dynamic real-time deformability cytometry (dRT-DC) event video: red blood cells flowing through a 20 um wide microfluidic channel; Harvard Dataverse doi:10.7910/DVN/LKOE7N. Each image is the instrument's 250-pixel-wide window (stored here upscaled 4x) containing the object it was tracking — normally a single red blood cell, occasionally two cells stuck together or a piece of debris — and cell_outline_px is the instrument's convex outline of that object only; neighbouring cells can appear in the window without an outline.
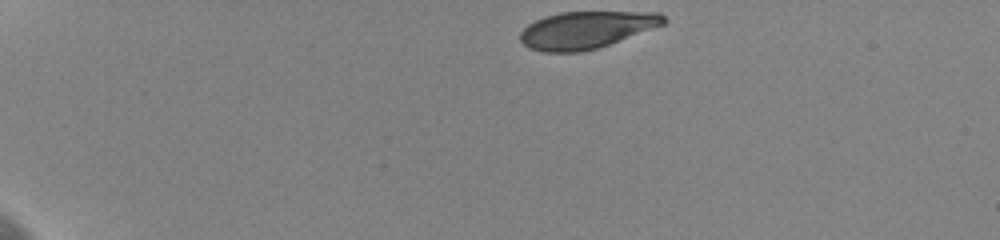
{"species": "human", "species_latin": "Homo sapiens", "temperature_condition": "cold", "stored_images_in_passage": 40, "camera_frame_rate_fps": 3000, "um_per_image_px": 0.085, "donor": {"sex": "female"}, "frame": {"image": 1, "passage_image": 1, "time_ms": 0.0, "image_size_px": [1000, 240], "cell_outline_px": [[668, 20], [664, 24], [608, 44], [596, 48], [580, 52], [544, 52], [528, 48], [520, 40], [520, 32], [528, 24], [544, 16], [560, 12], [660, 12]], "centroid_in_image_um": [49.8, 2.53], "position_along_channel_um": 35.2, "area_um2": 30.87}}
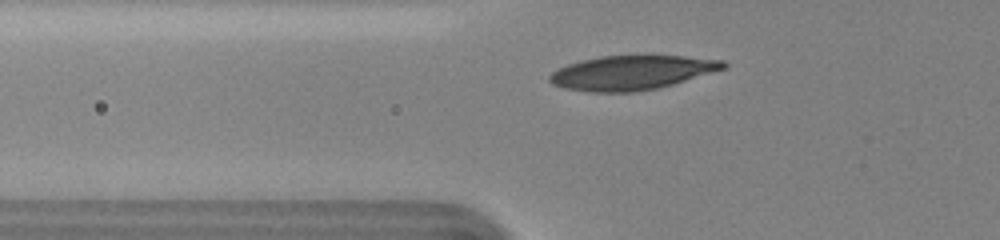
{"frame": {"image": 2, "passage_image": 11, "time_ms": 3.333, "image_size_px": [1000, 240], "cell_outline_px": [[728, 64], [724, 68], [672, 84], [656, 88], [632, 92], [592, 92], [564, 88], [552, 84], [548, 80], [548, 76], [552, 72], [568, 64], [580, 60], [600, 56], [684, 56], [724, 60]], "centroid_in_image_um": [53.65, 6.17], "position_along_channel_um": 72.2, "area_um2": 34.33}}
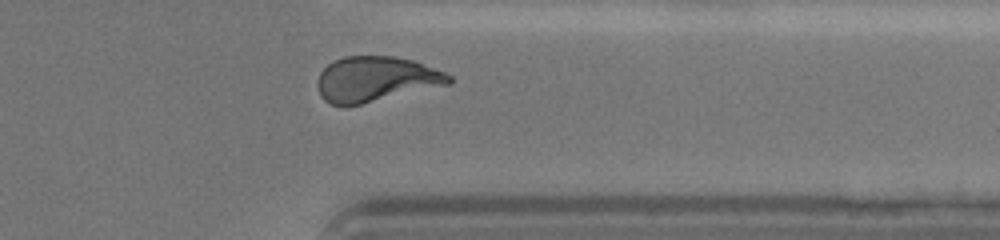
{"frame": {"image": 3, "passage_image": 37, "time_ms": 12.0, "image_size_px": [1000, 240], "cell_outline_px": [[452, 84], [360, 104], [332, 104], [324, 100], [320, 96], [320, 72], [332, 60], [344, 56], [392, 56], [412, 60], [444, 72], [452, 76]], "centroid_in_image_um": [31.99, 6.71], "position_along_channel_um": 379.4, "area_um2": 34.16}, "authors_computed_cell_mechanics": {"area_um2": 34.1598, "velocity_mm_per_s": 3.6019, "shape_relaxation_time_tau1_ms": 5.5992, "shape_relaxation_time_tau2_ms": 1.1146, "deformation_change_tau1": 0.1803, "deformation_change_tau2": 0.0574}}